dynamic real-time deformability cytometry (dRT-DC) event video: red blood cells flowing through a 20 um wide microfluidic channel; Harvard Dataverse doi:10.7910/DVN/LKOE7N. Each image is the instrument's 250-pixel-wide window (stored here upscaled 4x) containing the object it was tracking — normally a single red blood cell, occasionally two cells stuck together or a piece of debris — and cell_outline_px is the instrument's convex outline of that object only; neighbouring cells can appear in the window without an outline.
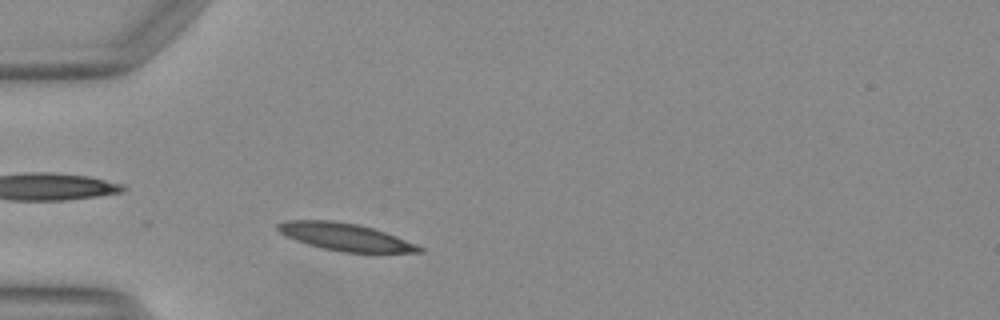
{"species": "Egyptian fruit bat (a non-hibernating species)", "species_latin": "Rousettus aegyptiacus", "temperature_condition": "warm", "stored_images_in_passage": 34, "camera_frame_rate_fps": 3000, "um_per_image_px": 0.085, "animal": {"sex": "female"}, "frame": {"image": 1, "passage_image": 2, "time_ms": 0.333, "image_size_px": [1000, 320], "cell_outline_px": [[424, 252], [340, 252], [308, 244], [296, 240], [280, 232], [276, 228], [276, 224], [284, 220], [332, 220], [356, 224], [372, 228], [396, 236], [416, 244], [424, 248]], "centroid_in_image_um": [29.33, 20.13], "position_along_channel_um": 55.7, "area_um2": 22.31}}
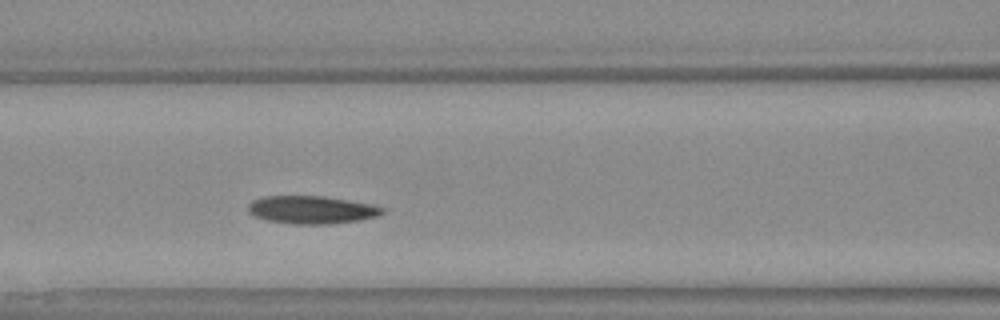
{"frame": {"image": 2, "passage_image": 9, "time_ms": 2.667, "image_size_px": [1000, 320], "cell_outline_px": [[384, 212], [380, 216], [360, 220], [328, 224], [292, 224], [268, 220], [252, 216], [248, 212], [248, 204], [252, 200], [264, 196], [324, 196], [372, 204], [384, 208]], "centroid_in_image_um": [26.48, 17.83], "position_along_channel_um": 140.1, "area_um2": 21.96}}
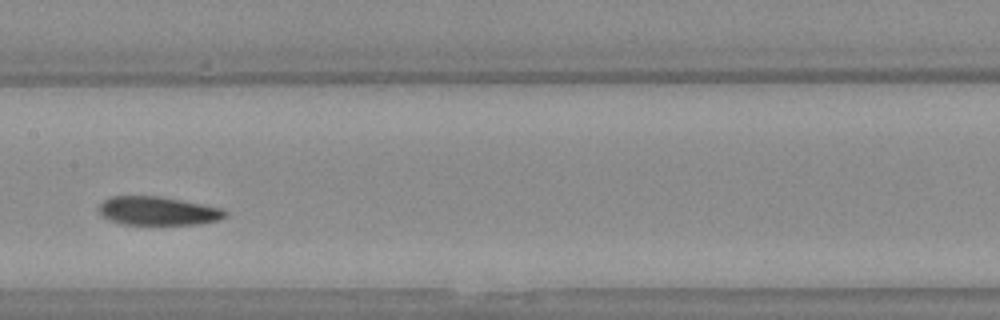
{"frame": {"image": 3, "passage_image": 13, "time_ms": 4.0, "image_size_px": [1000, 320], "cell_outline_px": [[228, 212], [220, 220], [196, 224], [124, 224], [108, 220], [100, 212], [100, 204], [104, 200], [112, 196], [160, 196], [224, 208]], "centroid_in_image_um": [13.45, 17.92], "position_along_channel_um": 193.9, "area_um2": 20.92}, "authors_computed_cell_mechanics": {"area_um2": 21.6461, "velocity_mm_per_s": 4.0668, "shape_relaxation_time_tau1_ms": 3.0141, "shape_relaxation_time_tau2_ms": 2.5578, "deformation_change_tau1": 0.1376, "deformation_change_tau2": 0.0915}}